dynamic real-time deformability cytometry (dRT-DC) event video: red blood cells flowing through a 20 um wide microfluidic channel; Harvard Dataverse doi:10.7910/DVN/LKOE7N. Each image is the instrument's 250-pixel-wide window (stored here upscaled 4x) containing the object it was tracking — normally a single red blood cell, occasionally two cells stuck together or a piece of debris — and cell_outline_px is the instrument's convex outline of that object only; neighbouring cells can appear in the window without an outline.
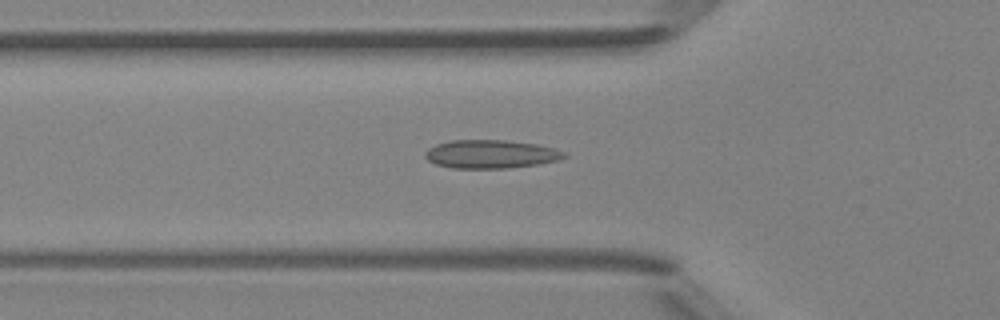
{"species": "Egyptian fruit bat (a non-hibernating species)", "species_latin": "Rousettus aegyptiacus", "temperature_condition": "room temperature", "stored_images_in_passage": 47, "camera_frame_rate_fps": 3000, "um_per_image_px": 0.085, "animal": {"sex": "female"}, "frame": {"image": 1, "passage_image": 15, "time_ms": 4.667, "image_size_px": [1000, 320], "cell_outline_px": [[568, 156], [560, 160], [536, 164], [508, 168], [452, 168], [436, 164], [428, 160], [424, 156], [424, 152], [428, 148], [436, 144], [452, 140], [504, 140], [536, 144], [552, 148], [564, 152]], "centroid_in_image_um": [41.69, 13.1], "position_along_channel_um": 84.1, "area_um2": 22.95}}
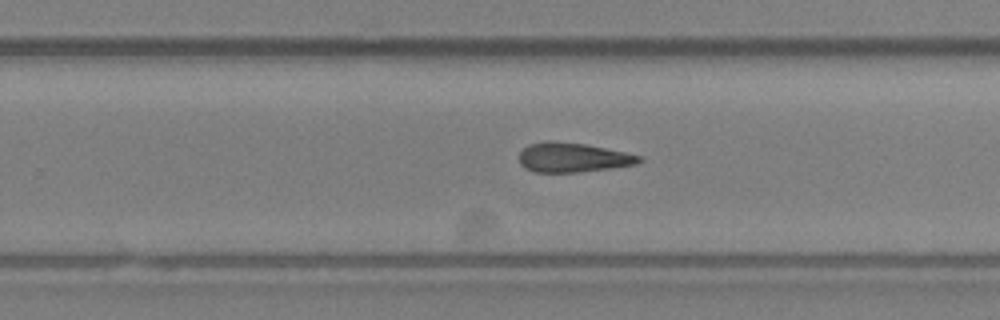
{"frame": {"image": 2, "passage_image": 29, "time_ms": 9.333, "image_size_px": [1000, 320], "cell_outline_px": [[644, 160], [636, 164], [608, 168], [576, 172], [536, 172], [524, 168], [520, 164], [520, 152], [528, 144], [544, 140], [552, 140], [584, 144], [624, 152], [640, 156]], "centroid_in_image_um": [48.64, 13.37], "position_along_channel_um": 281.2, "area_um2": 20.46}}
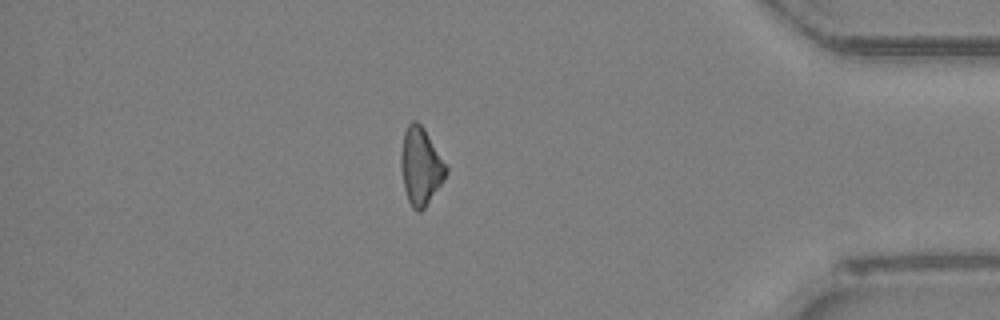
{"frame": {"image": 3, "passage_image": 40, "time_ms": 13.0, "image_size_px": [1000, 320], "cell_outline_px": [[448, 172], [444, 180], [424, 208], [420, 212], [416, 212], [412, 208], [408, 200], [404, 188], [400, 164], [400, 152], [404, 132], [408, 124], [412, 120], [416, 120], [424, 128], [448, 168]], "centroid_in_image_um": [35.74, 14.13], "position_along_channel_um": 399.5, "area_um2": 20.35}, "authors_computed_cell_mechanics": {"area_um2": 21.097, "velocity_mm_per_s": 4.233, "shape_relaxation_time_tau1_ms": null, "shape_relaxation_time_tau2_ms": 7.1597, "deformation_change_tau1": null, "deformation_change_tau2": 0.1357}}